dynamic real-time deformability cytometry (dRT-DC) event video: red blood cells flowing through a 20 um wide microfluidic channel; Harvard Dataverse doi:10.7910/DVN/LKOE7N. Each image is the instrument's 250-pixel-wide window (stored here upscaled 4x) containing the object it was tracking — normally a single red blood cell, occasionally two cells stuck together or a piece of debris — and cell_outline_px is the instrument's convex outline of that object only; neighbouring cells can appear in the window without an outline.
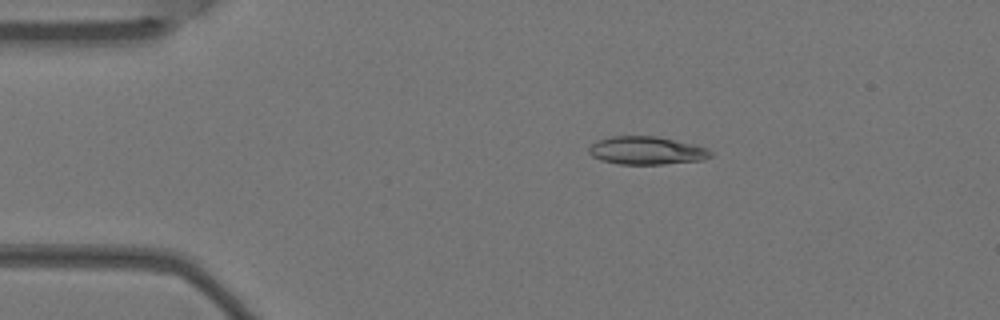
{"species": "Egyptian fruit bat (a non-hibernating species)", "species_latin": "Rousettus aegyptiacus", "temperature_condition": "warm", "stored_images_in_passage": 3, "camera_frame_rate_fps": 3000, "um_per_image_px": 0.085, "animal": {"sex": "female"}, "frame": {"image": 1, "passage_image": 2, "time_ms": 0.333, "image_size_px": [1000, 320], "cell_outline_px": [[712, 156], [704, 160], [664, 164], [616, 164], [600, 160], [592, 156], [588, 152], [588, 148], [596, 140], [612, 136], [656, 136], [696, 144], [708, 148], [712, 152]], "centroid_in_image_um": [54.97, 12.79], "position_along_channel_um": 30.0, "area_um2": 20.17}}